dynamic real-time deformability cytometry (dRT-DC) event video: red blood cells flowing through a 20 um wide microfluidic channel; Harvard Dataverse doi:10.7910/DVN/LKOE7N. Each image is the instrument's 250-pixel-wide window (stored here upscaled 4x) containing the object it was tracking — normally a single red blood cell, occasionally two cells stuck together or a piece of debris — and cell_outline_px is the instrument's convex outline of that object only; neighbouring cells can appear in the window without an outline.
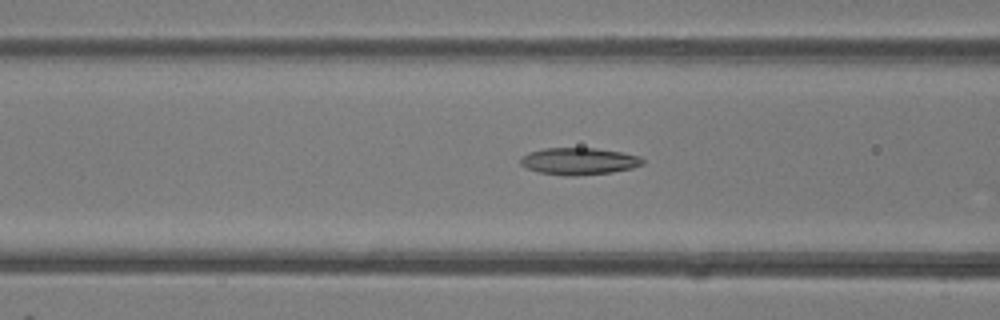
{"species": "common noctule bat (a hibernating species)", "species_latin": "Nyctalus noctula", "temperature_condition": "room temperature", "stored_images_in_passage": 47, "camera_frame_rate_fps": 3000, "um_per_image_px": 0.085, "animal": {"sex": "female"}, "frame": {"image": 1, "passage_image": 19, "time_ms": 6.0, "image_size_px": [1000, 320], "cell_outline_px": [[644, 164], [632, 168], [612, 172], [576, 176], [564, 176], [540, 172], [524, 168], [520, 164], [520, 156], [528, 152], [544, 148], [596, 148], [620, 152], [640, 156], [644, 160]], "centroid_in_image_um": [49.17, 13.7], "position_along_channel_um": 117.4, "area_um2": 19.42}}
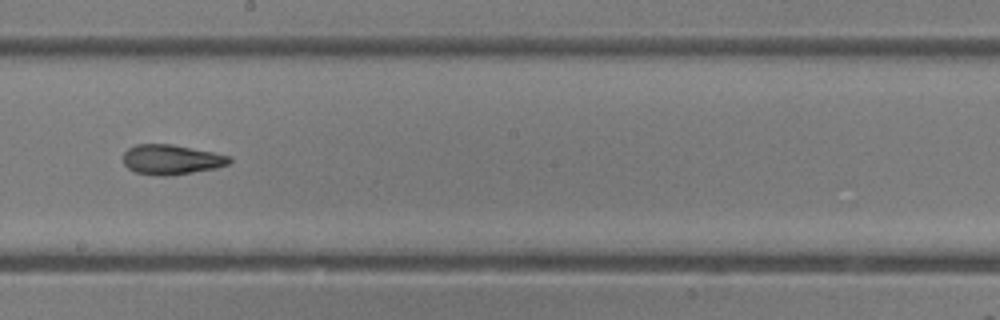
{"frame": {"image": 2, "passage_image": 27, "time_ms": 8.667, "image_size_px": [1000, 320], "cell_outline_px": [[232, 160], [228, 164], [216, 168], [168, 176], [156, 176], [136, 172], [128, 168], [124, 164], [124, 152], [128, 148], [136, 144], [172, 144], [232, 156]], "centroid_in_image_um": [14.57, 13.56], "position_along_channel_um": 233.6, "area_um2": 18.5}}
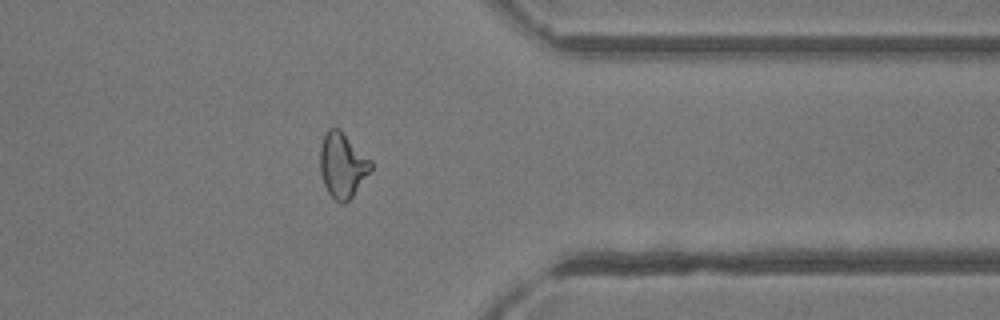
{"frame": {"image": 3, "passage_image": 38, "time_ms": 12.333, "image_size_px": [1000, 320], "cell_outline_px": [[372, 168], [352, 196], [344, 204], [340, 204], [328, 192], [324, 184], [320, 172], [320, 148], [324, 132], [328, 128], [340, 128], [372, 160]], "centroid_in_image_um": [29.1, 14.0], "position_along_channel_um": 382.3, "area_um2": 19.31}, "authors_computed_cell_mechanics": {"area_um2": 19.4208, "velocity_mm_per_s": 4.3568, "shape_relaxation_time_tau1_ms": null, "shape_relaxation_time_tau2_ms": 2.5647, "deformation_change_tau1": null, "deformation_change_tau2": 0.1123}}